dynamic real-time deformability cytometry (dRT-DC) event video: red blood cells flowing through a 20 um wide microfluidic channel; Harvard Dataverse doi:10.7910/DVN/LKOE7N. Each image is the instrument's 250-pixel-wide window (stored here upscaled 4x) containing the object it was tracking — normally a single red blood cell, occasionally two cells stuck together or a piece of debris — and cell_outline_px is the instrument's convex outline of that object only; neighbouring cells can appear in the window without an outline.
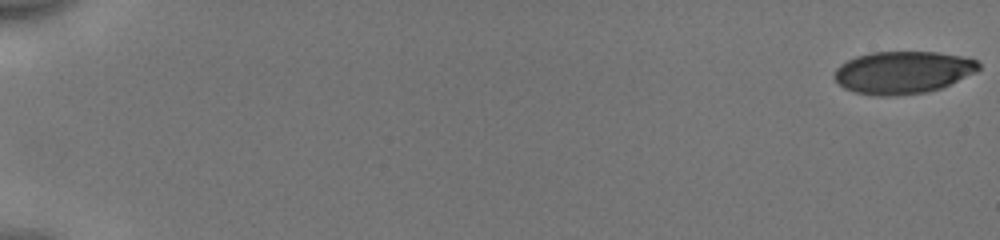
{"species": "human", "species_latin": "Homo sapiens", "temperature_condition": "cold", "stored_images_in_passage": 54, "camera_frame_rate_fps": 3000, "um_per_image_px": 0.085, "donor": {"sex": "male"}, "frame": {"image": 1, "passage_image": 1, "time_ms": 0.0, "image_size_px": [1000, 240], "cell_outline_px": [[980, 68], [976, 72], [940, 88], [928, 92], [896, 96], [880, 96], [856, 92], [844, 88], [832, 76], [836, 68], [840, 64], [856, 56], [872, 52], [936, 52], [960, 56], [976, 60], [980, 64]], "centroid_in_image_um": [76.72, 6.15], "position_along_channel_um": 8.3, "area_um2": 35.6}}
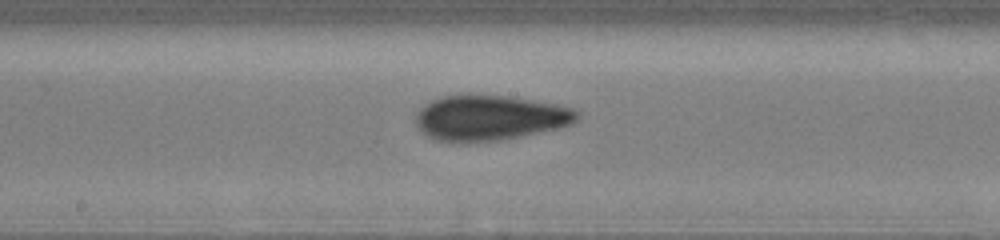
{"frame": {"image": 2, "passage_image": 31, "time_ms": 10.0, "image_size_px": [1000, 240], "cell_outline_px": [[580, 116], [572, 124], [560, 128], [500, 140], [460, 144], [436, 140], [428, 136], [416, 124], [416, 112], [424, 104], [440, 96], [464, 92], [468, 92], [508, 96], [556, 104], [572, 108], [580, 112]], "centroid_in_image_um": [41.59, 9.99], "position_along_channel_um": 206.6, "area_um2": 43.64}}
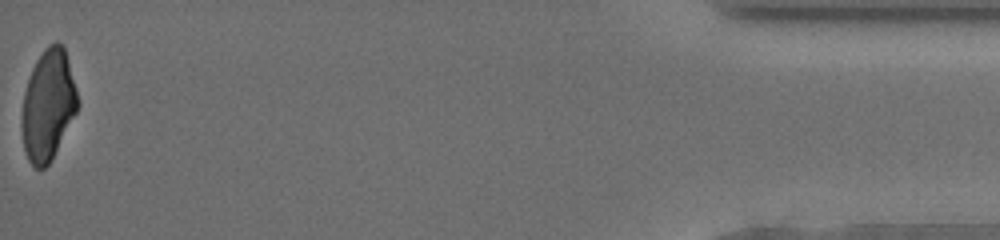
{"frame": {"image": 3, "passage_image": 54, "time_ms": 17.667, "image_size_px": [1000, 240], "cell_outline_px": [[80, 104], [52, 160], [44, 168], [32, 168], [28, 160], [24, 148], [20, 128], [20, 124], [24, 92], [32, 68], [36, 60], [44, 48], [48, 44], [56, 40], [64, 48], [68, 60], [76, 88]], "centroid_in_image_um": [4.07, 8.95], "position_along_channel_um": 431.1, "area_um2": 36.3}, "authors_computed_cell_mechanics": {"area_um2": 39.4774, "velocity_mm_per_s": 3.9831, "shape_relaxation_time_tau1_ms": 6.4022, "shape_relaxation_time_tau2_ms": 1.8442, "deformation_change_tau1": 0.1708, "deformation_change_tau2": 0.0652}}